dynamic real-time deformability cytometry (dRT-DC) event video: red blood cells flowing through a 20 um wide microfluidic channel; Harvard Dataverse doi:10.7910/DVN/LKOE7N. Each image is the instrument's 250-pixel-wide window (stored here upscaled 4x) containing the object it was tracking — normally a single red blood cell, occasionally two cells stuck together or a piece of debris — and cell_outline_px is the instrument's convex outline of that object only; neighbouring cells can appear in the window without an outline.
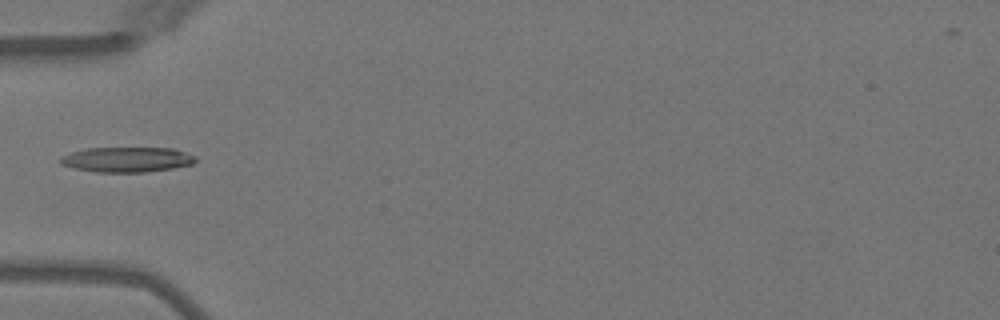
{"species": "Egyptian fruit bat (a non-hibernating species)", "species_latin": "Rousettus aegyptiacus", "temperature_condition": "warm", "stored_images_in_passage": 5, "camera_frame_rate_fps": 3000, "um_per_image_px": 0.085, "animal": {"sex": "female"}, "frame": {"image": 1, "passage_image": 4, "time_ms": 3.667, "image_size_px": [1000, 320], "cell_outline_px": [[196, 160], [192, 164], [172, 168], [144, 172], [96, 172], [72, 168], [60, 164], [60, 156], [72, 152], [88, 148], [172, 148], [196, 156]], "centroid_in_image_um": [10.76, 13.56], "position_along_channel_um": 74.2, "area_um2": 19.71}}
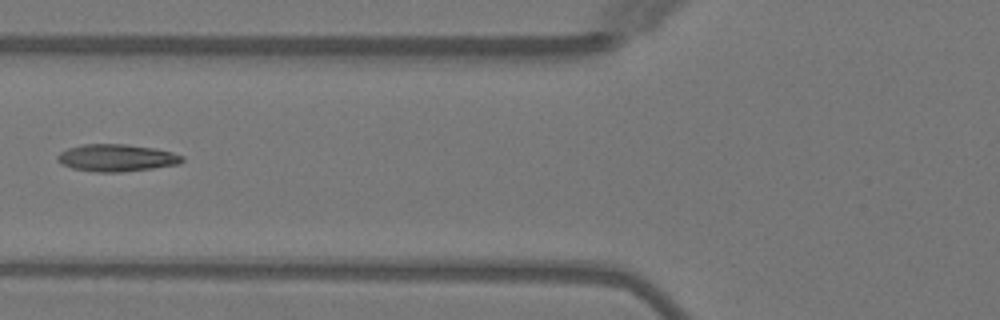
{"frame": {"image": 2, "passage_image": 5, "time_ms": 4.667, "image_size_px": [1000, 320], "cell_outline_px": [[184, 160], [180, 164], [152, 168], [120, 172], [96, 172], [72, 168], [60, 164], [56, 160], [56, 156], [60, 152], [68, 148], [84, 144], [124, 144], [152, 148], [172, 152], [184, 156]], "centroid_in_image_um": [9.88, 13.42], "position_along_channel_um": 115.9, "area_um2": 19.77}}